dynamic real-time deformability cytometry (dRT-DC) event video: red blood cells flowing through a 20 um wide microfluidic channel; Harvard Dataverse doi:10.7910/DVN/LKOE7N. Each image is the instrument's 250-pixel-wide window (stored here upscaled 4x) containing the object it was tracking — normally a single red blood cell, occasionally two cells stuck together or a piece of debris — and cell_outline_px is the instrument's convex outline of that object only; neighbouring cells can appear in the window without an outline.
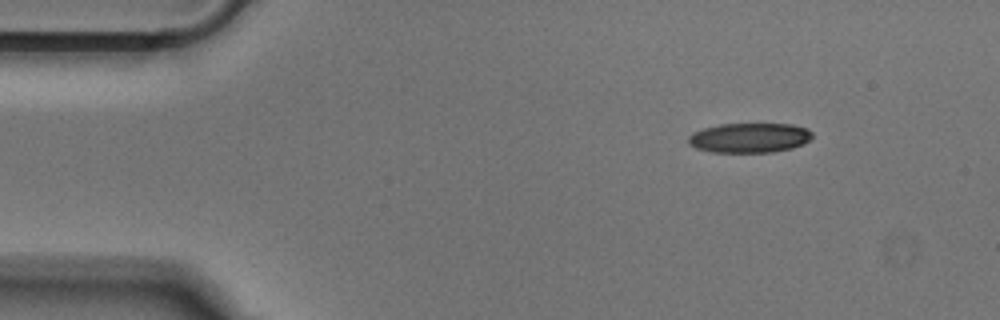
{"species": "Egyptian fruit bat (a non-hibernating species)", "species_latin": "Rousettus aegyptiacus", "temperature_condition": "cold", "stored_images_in_passage": 46, "camera_frame_rate_fps": 3000, "um_per_image_px": 0.085, "animal": {"sex": "male"}, "frame": {"image": 1, "passage_image": 1, "time_ms": 0.0, "image_size_px": [1000, 320], "cell_outline_px": [[812, 136], [804, 144], [792, 148], [772, 152], [712, 152], [696, 148], [688, 144], [688, 136], [692, 132], [704, 128], [720, 124], [792, 124], [808, 128], [812, 132]], "centroid_in_image_um": [63.7, 11.71], "position_along_channel_um": 21.3, "area_um2": 21.56}}
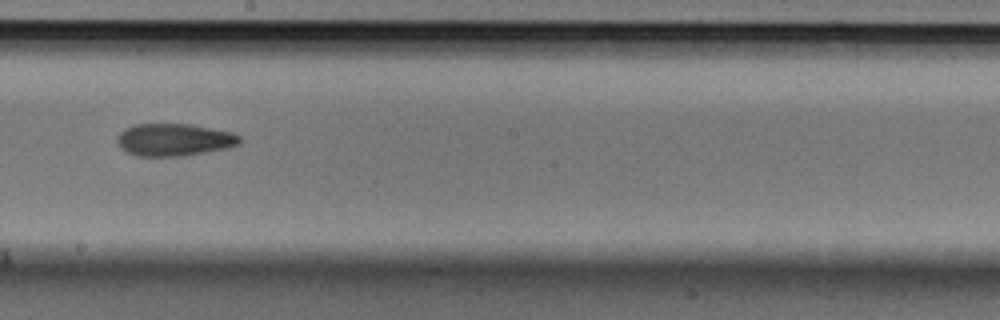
{"frame": {"image": 2, "passage_image": 23, "time_ms": 7.333, "image_size_px": [1000, 320], "cell_outline_px": [[240, 144], [228, 148], [184, 156], [136, 156], [120, 148], [116, 140], [116, 136], [124, 128], [136, 124], [192, 124], [232, 132], [240, 136]], "centroid_in_image_um": [14.79, 11.88], "position_along_channel_um": 233.4, "area_um2": 23.35}}
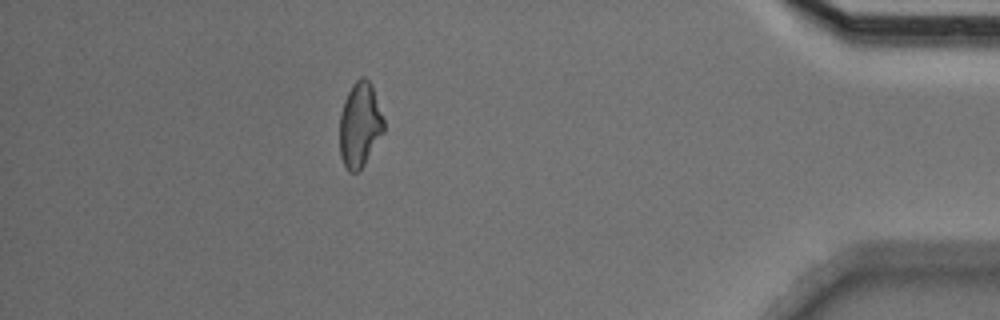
{"frame": {"image": 3, "passage_image": 40, "time_ms": 13.0, "image_size_px": [1000, 320], "cell_outline_px": [[384, 132], [364, 164], [356, 172], [348, 172], [340, 156], [340, 112], [344, 100], [352, 84], [360, 76], [364, 76], [372, 84], [384, 120]], "centroid_in_image_um": [30.58, 10.58], "position_along_channel_um": 404.6, "area_um2": 21.85}}